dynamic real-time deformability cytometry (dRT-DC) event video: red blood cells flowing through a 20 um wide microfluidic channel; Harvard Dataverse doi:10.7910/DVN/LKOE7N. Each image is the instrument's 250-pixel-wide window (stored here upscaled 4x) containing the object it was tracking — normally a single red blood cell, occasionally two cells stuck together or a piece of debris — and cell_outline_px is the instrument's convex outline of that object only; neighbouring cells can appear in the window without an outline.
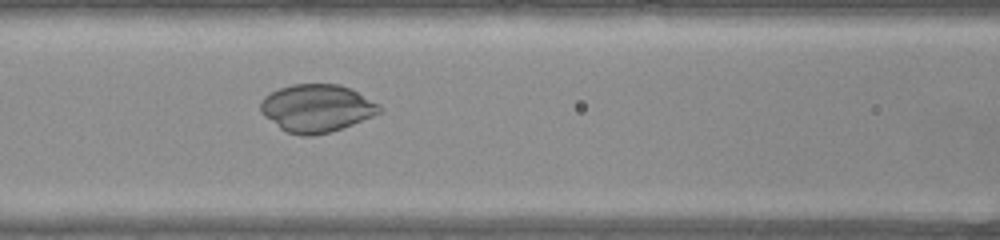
{"species": "common noctule bat (a hibernating species)", "species_latin": "Nyctalus noctula", "temperature_condition": "warm", "stored_images_in_passage": 48, "camera_frame_rate_fps": 3000, "um_per_image_px": 0.085, "animal": {"sex": "female", "body_mass_g": 22.0, "forearm_length_mm": 56.7}, "frame": {"image": 1, "passage_image": 22, "time_ms": 7.0, "image_size_px": [1000, 240], "cell_outline_px": [[380, 112], [372, 116], [352, 124], [328, 132], [312, 136], [300, 136], [288, 132], [280, 128], [264, 116], [260, 112], [260, 100], [264, 96], [280, 88], [292, 84], [340, 84], [352, 88], [380, 104]], "centroid_in_image_um": [26.9, 9.18], "position_along_channel_um": 139.7, "area_um2": 33.0}}
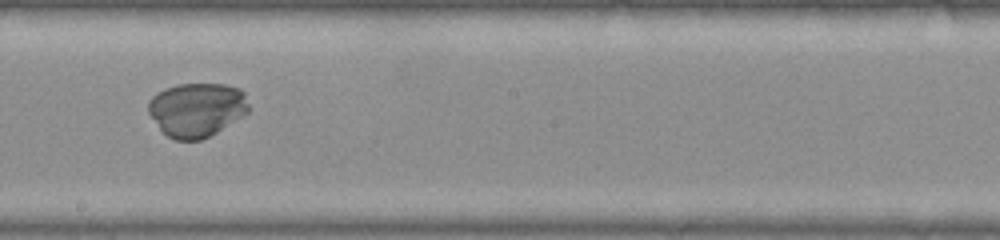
{"frame": {"image": 2, "passage_image": 29, "time_ms": 9.333, "image_size_px": [1000, 240], "cell_outline_px": [[248, 112], [216, 132], [200, 140], [176, 140], [168, 136], [160, 128], [148, 112], [148, 100], [152, 96], [164, 88], [176, 84], [224, 84], [240, 88], [244, 92], [248, 104]], "centroid_in_image_um": [16.71, 9.3], "position_along_channel_um": 231.5, "area_um2": 31.44}}
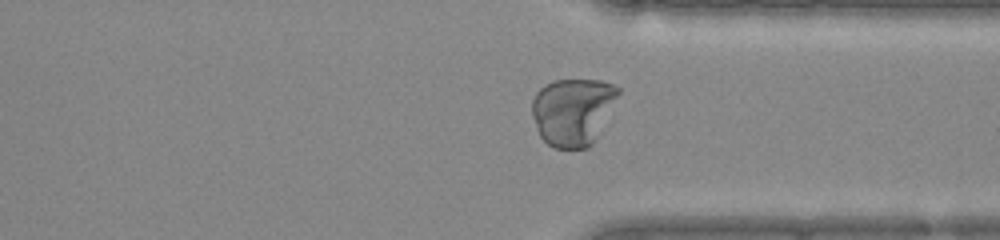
{"frame": {"image": 3, "passage_image": 39, "time_ms": 12.667, "image_size_px": [1000, 240], "cell_outline_px": [[620, 92], [592, 144], [588, 148], [556, 148], [548, 144], [540, 136], [536, 128], [532, 116], [532, 100], [536, 92], [544, 84], [552, 80], [600, 80], [612, 84], [620, 88]], "centroid_in_image_um": [48.66, 9.45], "position_along_channel_um": 362.7, "area_um2": 33.76}}